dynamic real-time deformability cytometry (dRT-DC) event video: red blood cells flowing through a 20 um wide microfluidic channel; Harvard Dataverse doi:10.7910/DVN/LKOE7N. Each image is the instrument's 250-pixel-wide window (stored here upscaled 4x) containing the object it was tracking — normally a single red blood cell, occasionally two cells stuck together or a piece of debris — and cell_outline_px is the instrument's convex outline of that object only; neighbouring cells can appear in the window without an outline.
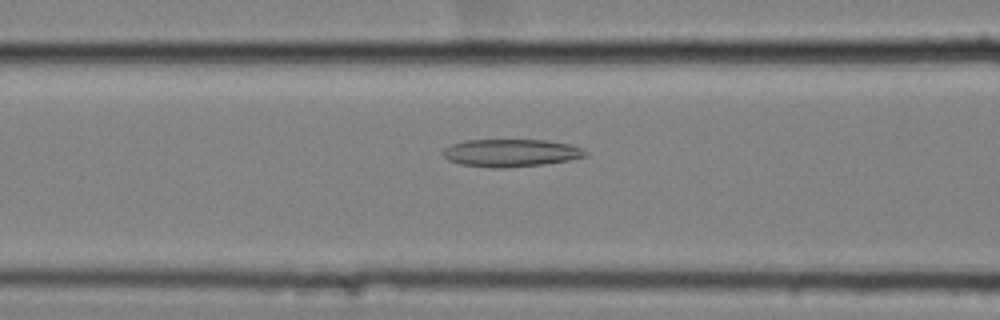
{"species": "common noctule bat (a hibernating species)", "species_latin": "Nyctalus noctula", "temperature_condition": "cold", "stored_images_in_passage": 34, "camera_frame_rate_fps": 3000, "um_per_image_px": 0.085, "animal": {"sex": "female", "body_mass_g": 25.1}, "frame": {"image": 1, "passage_image": 7, "time_ms": 2.0, "image_size_px": [1000, 320], "cell_outline_px": [[588, 156], [568, 160], [544, 164], [504, 168], [492, 168], [460, 164], [448, 160], [440, 152], [444, 148], [452, 144], [464, 140], [548, 140], [568, 144], [580, 148], [588, 152]], "centroid_in_image_um": [43.4, 13.0], "position_along_channel_um": 123.2, "area_um2": 23.0}}
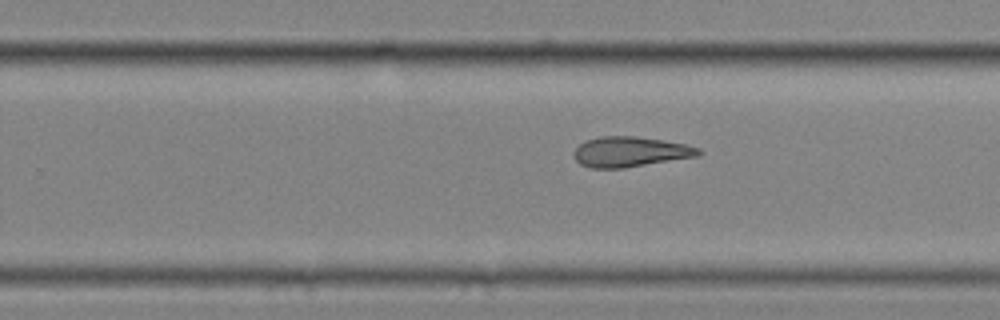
{"frame": {"image": 2, "passage_image": 20, "time_ms": 6.333, "image_size_px": [1000, 320], "cell_outline_px": [[704, 152], [700, 156], [624, 168], [592, 168], [580, 164], [576, 160], [576, 148], [584, 140], [600, 136], [636, 136], [688, 144], [700, 148]], "centroid_in_image_um": [53.64, 12.9], "position_along_channel_um": 276.2, "area_um2": 22.08}}
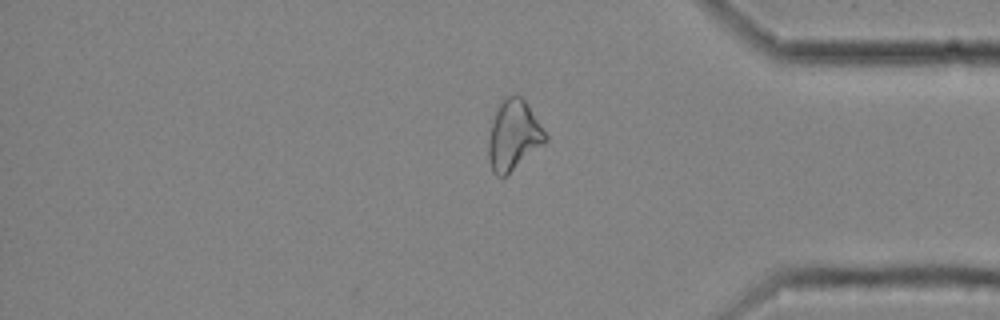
{"frame": {"image": 3, "passage_image": 31, "time_ms": 10.0, "image_size_px": [1000, 320], "cell_outline_px": [[548, 140], [544, 144], [504, 176], [496, 176], [492, 172], [488, 156], [488, 140], [492, 124], [496, 112], [504, 96], [524, 96], [548, 136]], "centroid_in_image_um": [43.67, 11.48], "position_along_channel_um": 391.5, "area_um2": 23.06}}